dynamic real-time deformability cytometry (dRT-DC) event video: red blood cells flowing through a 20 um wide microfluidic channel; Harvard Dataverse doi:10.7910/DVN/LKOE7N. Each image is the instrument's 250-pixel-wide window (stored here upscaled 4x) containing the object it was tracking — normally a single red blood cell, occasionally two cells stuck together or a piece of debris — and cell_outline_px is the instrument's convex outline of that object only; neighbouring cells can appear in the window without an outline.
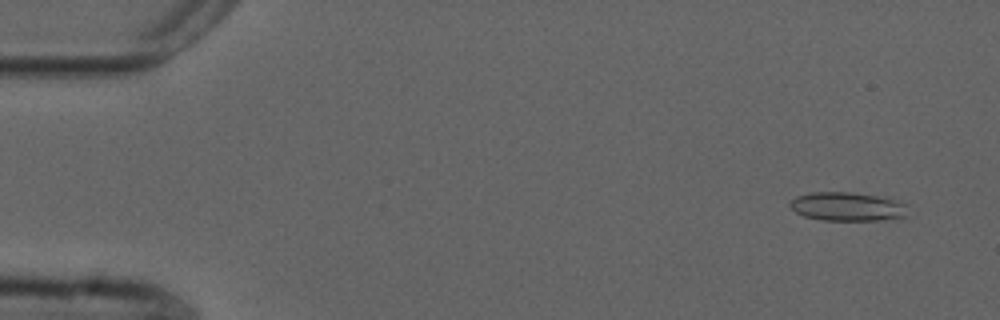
{"species": "common noctule bat (a hibernating species)", "species_latin": "Nyctalus noctula", "temperature_condition": "cold", "stored_images_in_passage": 55, "camera_frame_rate_fps": 3000, "um_per_image_px": 0.085, "animal": {"sex": "male", "forearm_length_mm": 52.5}, "frame": {"image": 1, "passage_image": 4, "time_ms": 1.0, "image_size_px": [1000, 320], "cell_outline_px": [[908, 216], [880, 220], [820, 220], [804, 216], [796, 212], [788, 204], [796, 196], [812, 192], [852, 192], [884, 196], [908, 204]], "centroid_in_image_um": [72.08, 17.55], "position_along_channel_um": 12.9, "area_um2": 20.06}}
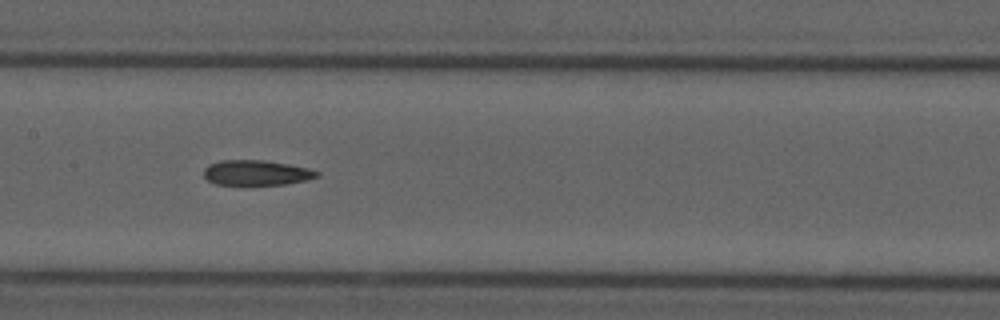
{"frame": {"image": 2, "passage_image": 27, "time_ms": 8.667, "image_size_px": [1000, 320], "cell_outline_px": [[320, 176], [308, 180], [284, 184], [216, 184], [208, 180], [204, 176], [204, 168], [208, 164], [220, 160], [264, 160], [288, 164], [308, 168], [320, 172]], "centroid_in_image_um": [21.81, 14.67], "position_along_channel_um": 185.6, "area_um2": 16.53}}
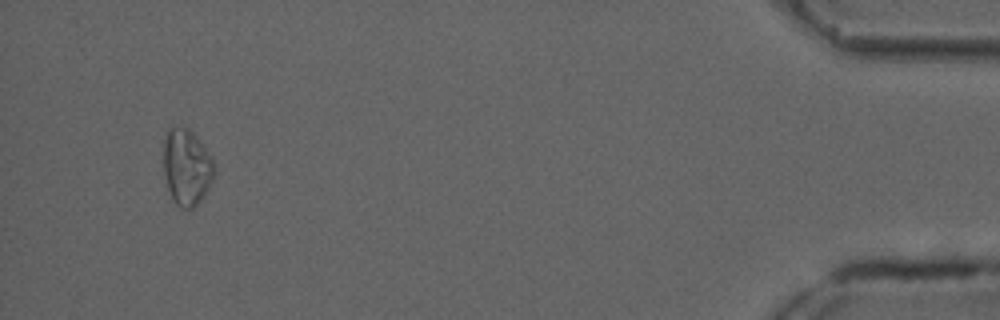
{"frame": {"image": 3, "passage_image": 52, "time_ms": 17.0, "image_size_px": [1000, 320], "cell_outline_px": [[216, 172], [204, 196], [192, 208], [180, 208], [172, 200], [168, 188], [164, 172], [164, 140], [168, 128], [188, 128], [196, 136], [212, 156], [216, 164]], "centroid_in_image_um": [15.89, 14.21], "position_along_channel_um": 419.3, "area_um2": 22.6}}